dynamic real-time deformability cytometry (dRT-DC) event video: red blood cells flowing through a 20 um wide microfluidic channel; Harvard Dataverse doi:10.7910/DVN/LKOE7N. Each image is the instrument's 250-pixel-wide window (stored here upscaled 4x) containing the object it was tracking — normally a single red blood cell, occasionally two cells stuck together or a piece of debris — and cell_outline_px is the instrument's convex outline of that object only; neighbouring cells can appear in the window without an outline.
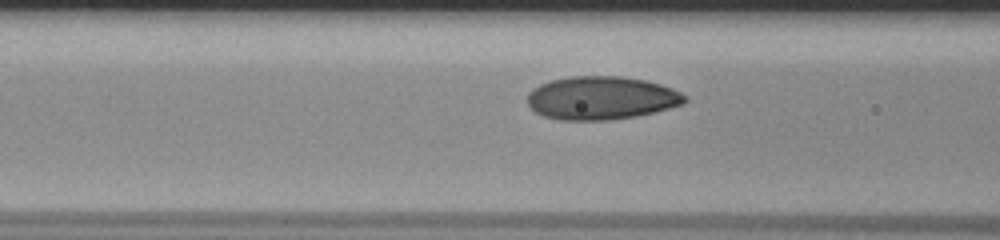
{"species": "human", "species_latin": "Homo sapiens", "temperature_condition": "room temperature", "stored_images_in_passage": 13, "camera_frame_rate_fps": 3000, "um_per_image_px": 0.085, "donor": {"sex": "male"}, "frame": {"image": 1, "passage_image": 11, "time_ms": 3.333, "image_size_px": [1000, 240], "cell_outline_px": [[688, 100], [684, 104], [636, 116], [608, 120], [560, 120], [544, 116], [536, 112], [528, 104], [528, 92], [540, 84], [552, 80], [568, 76], [620, 76], [644, 80], [660, 84], [672, 88], [688, 96]], "centroid_in_image_um": [51.13, 8.32], "position_along_channel_um": 115.5, "area_um2": 39.65}}